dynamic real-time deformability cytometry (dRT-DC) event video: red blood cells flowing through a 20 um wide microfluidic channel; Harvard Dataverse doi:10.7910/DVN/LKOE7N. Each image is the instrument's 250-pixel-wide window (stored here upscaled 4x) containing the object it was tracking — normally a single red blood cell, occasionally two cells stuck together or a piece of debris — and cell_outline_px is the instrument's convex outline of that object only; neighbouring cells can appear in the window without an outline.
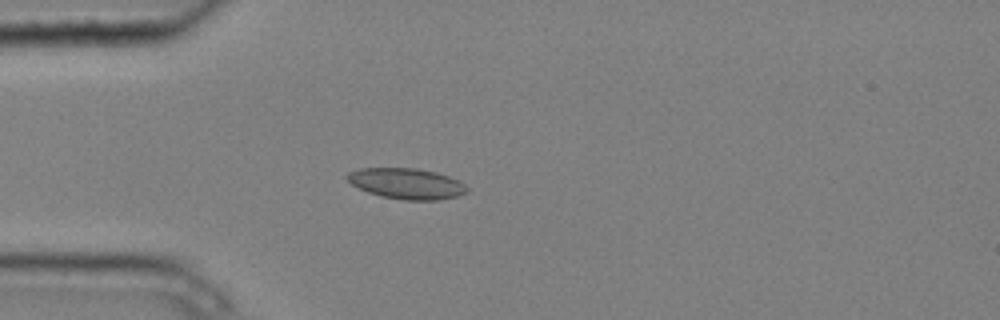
{"species": "common noctule bat (a hibernating species)", "species_latin": "Nyctalus noctula", "temperature_condition": "cold", "stored_images_in_passage": 4, "camera_frame_rate_fps": 3000, "um_per_image_px": 0.085, "animal": {"sex": "male", "body_mass_g": 20.4}, "frame": {"image": 1, "passage_image": 4, "time_ms": 1.0, "image_size_px": [1000, 320], "cell_outline_px": [[468, 192], [460, 196], [436, 200], [404, 200], [380, 196], [368, 192], [352, 184], [344, 176], [348, 172], [360, 168], [416, 168], [436, 172], [460, 180], [468, 188]], "centroid_in_image_um": [34.58, 15.6], "position_along_channel_um": 50.4, "area_um2": 21.62}}